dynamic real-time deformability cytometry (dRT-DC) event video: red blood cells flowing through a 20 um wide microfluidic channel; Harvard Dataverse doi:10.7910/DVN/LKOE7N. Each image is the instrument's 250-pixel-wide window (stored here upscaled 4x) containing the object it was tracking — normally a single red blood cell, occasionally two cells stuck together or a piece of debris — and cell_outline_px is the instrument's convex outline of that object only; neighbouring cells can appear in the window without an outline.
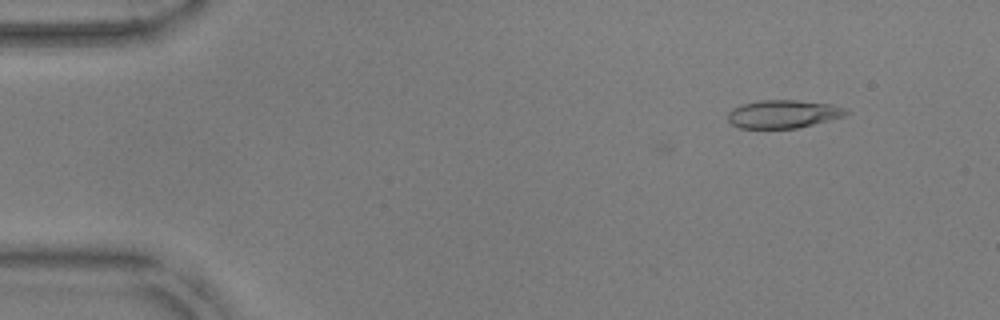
{"species": "common noctule bat (a hibernating species)", "species_latin": "Nyctalus noctula", "temperature_condition": "warm", "stored_images_in_passage": 9, "camera_frame_rate_fps": 3000, "um_per_image_px": 0.085, "animal": {"sex": "male", "body_mass_g": 17.9, "forearm_length_mm": 54.2}, "frame": {"image": 1, "passage_image": 2, "time_ms": 0.333, "image_size_px": [1000, 320], "cell_outline_px": [[848, 112], [844, 116], [796, 128], [740, 128], [732, 124], [728, 120], [728, 112], [732, 108], [744, 104], [760, 100], [796, 100], [832, 104], [848, 108]], "centroid_in_image_um": [66.57, 9.68], "position_along_channel_um": 18.4, "area_um2": 19.25}}